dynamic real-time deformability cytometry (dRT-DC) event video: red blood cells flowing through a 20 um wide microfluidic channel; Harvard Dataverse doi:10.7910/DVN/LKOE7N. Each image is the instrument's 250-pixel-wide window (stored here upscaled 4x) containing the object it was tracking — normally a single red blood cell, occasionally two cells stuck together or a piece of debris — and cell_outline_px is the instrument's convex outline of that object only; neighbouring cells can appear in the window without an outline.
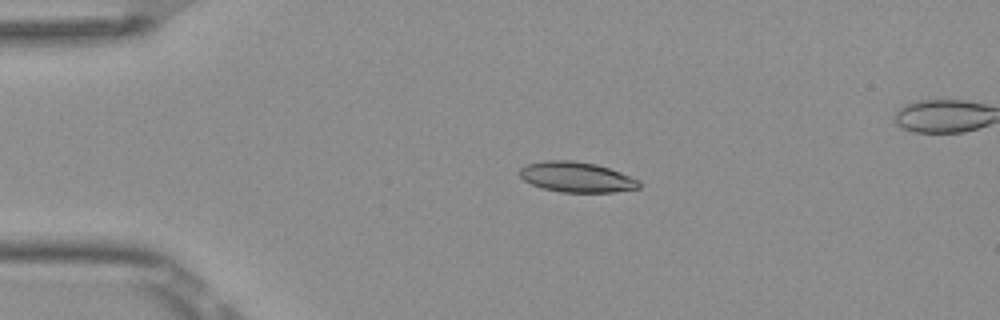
{"species": "Egyptian fruit bat (a non-hibernating species)", "species_latin": "Rousettus aegyptiacus", "temperature_condition": "room temperature", "stored_images_in_passage": 5, "camera_frame_rate_fps": 3000, "um_per_image_px": 0.085, "frame": {"image": 1, "passage_image": 3, "time_ms": 0.667, "image_size_px": [1000, 320], "cell_outline_px": [[640, 188], [612, 192], [560, 192], [544, 188], [532, 184], [524, 180], [520, 176], [520, 168], [528, 164], [544, 160], [572, 160], [596, 164], [620, 172], [640, 180]], "centroid_in_image_um": [49.02, 15.05], "position_along_channel_um": 36.0, "area_um2": 20.98}}